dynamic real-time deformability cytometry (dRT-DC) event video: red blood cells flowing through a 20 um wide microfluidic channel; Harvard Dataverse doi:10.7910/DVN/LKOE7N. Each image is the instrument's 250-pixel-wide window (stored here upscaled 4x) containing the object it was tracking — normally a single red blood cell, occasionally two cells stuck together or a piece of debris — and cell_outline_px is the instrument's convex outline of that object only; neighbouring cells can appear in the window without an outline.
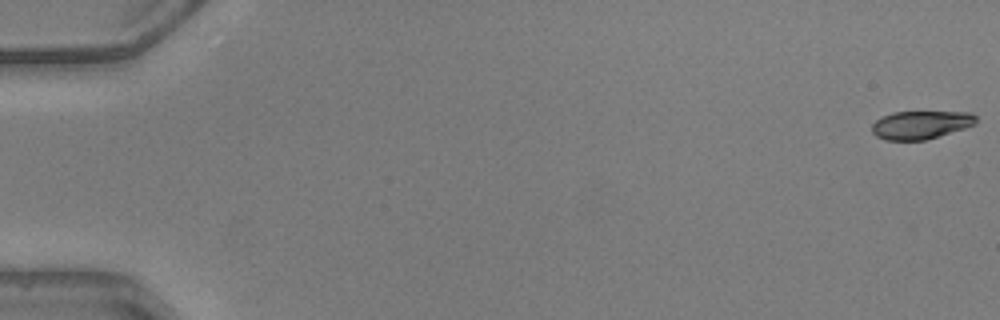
{"species": "common noctule bat (a hibernating species)", "species_latin": "Nyctalus noctula", "temperature_condition": "warm", "stored_images_in_passage": 50, "camera_frame_rate_fps": 3000, "um_per_image_px": 0.085, "animal": {"sex": "male", "body_mass_g": 20.5, "forearm_length_mm": 52.5}, "frame": {"image": 1, "passage_image": 1, "time_ms": 0.0, "image_size_px": [1000, 320], "cell_outline_px": [[976, 124], [964, 128], [924, 140], [888, 140], [876, 136], [872, 132], [872, 124], [876, 120], [892, 112], [972, 112], [976, 116]], "centroid_in_image_um": [78.26, 10.6], "position_along_channel_um": 6.7, "area_um2": 16.94}}
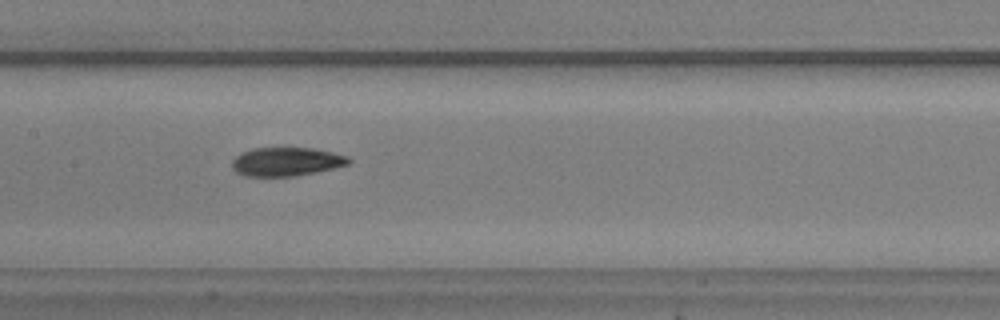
{"frame": {"image": 2, "passage_image": 26, "time_ms": 8.333, "image_size_px": [1000, 320], "cell_outline_px": [[352, 160], [348, 164], [332, 168], [292, 176], [244, 176], [236, 172], [232, 168], [232, 160], [236, 156], [252, 148], [312, 148], [332, 152], [348, 156]], "centroid_in_image_um": [24.32, 13.73], "position_along_channel_um": 183.1, "area_um2": 19.25}}
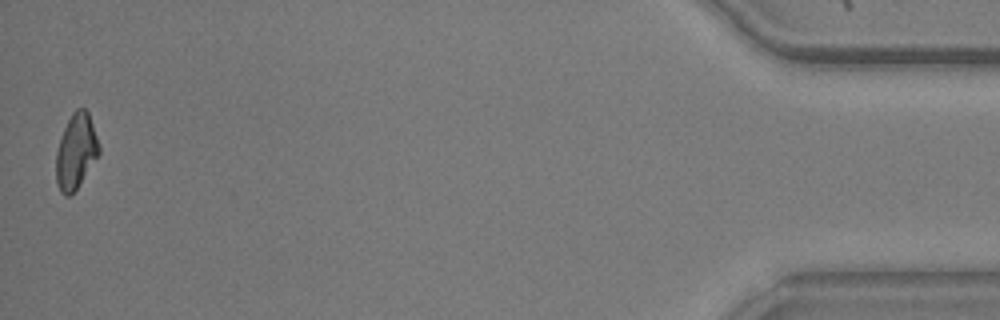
{"frame": {"image": 3, "passage_image": 50, "time_ms": 16.333, "image_size_px": [1000, 320], "cell_outline_px": [[100, 152], [76, 188], [68, 196], [64, 196], [60, 192], [56, 184], [56, 152], [64, 128], [72, 112], [76, 108], [84, 108], [88, 112], [100, 148]], "centroid_in_image_um": [6.43, 12.86], "position_along_channel_um": 428.8, "area_um2": 18.38}, "authors_computed_cell_mechanics": {"area_um2": 19.2474, "velocity_mm_per_s": 4.1536, "shape_relaxation_time_tau1_ms": 7.401, "shape_relaxation_time_tau2_ms": 2.6636, "deformation_change_tau1": 0.1961, "deformation_change_tau2": 0.0819}}